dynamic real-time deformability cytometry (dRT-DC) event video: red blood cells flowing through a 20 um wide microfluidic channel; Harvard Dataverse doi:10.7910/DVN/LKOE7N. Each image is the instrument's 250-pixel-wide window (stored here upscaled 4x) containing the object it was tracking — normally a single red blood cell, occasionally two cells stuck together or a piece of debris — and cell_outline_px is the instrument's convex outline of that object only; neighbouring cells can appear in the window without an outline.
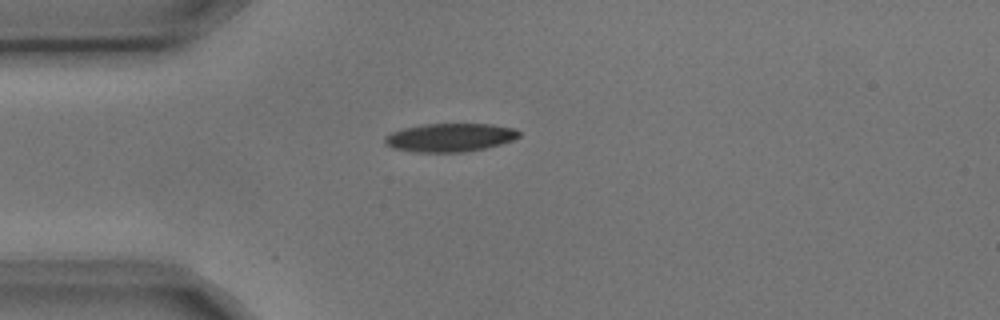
{"species": "common noctule bat (a hibernating species)", "species_latin": "Nyctalus noctula", "temperature_condition": "cold", "stored_images_in_passage": 1, "camera_frame_rate_fps": 3000, "um_per_image_px": 0.085, "animal": {"sex": "male", "body_mass_g": 17.9, "forearm_length_mm": 54.2}, "frame": {"image": 1, "passage_image": 1, "time_ms": 0.0, "image_size_px": [1000, 320], "cell_outline_px": [[520, 136], [512, 140], [500, 144], [484, 148], [460, 152], [416, 152], [392, 148], [384, 144], [384, 136], [392, 132], [404, 128], [424, 124], [492, 124], [516, 128], [520, 132]], "centroid_in_image_um": [38.23, 11.68], "position_along_channel_um": 46.8, "area_um2": 22.2}}